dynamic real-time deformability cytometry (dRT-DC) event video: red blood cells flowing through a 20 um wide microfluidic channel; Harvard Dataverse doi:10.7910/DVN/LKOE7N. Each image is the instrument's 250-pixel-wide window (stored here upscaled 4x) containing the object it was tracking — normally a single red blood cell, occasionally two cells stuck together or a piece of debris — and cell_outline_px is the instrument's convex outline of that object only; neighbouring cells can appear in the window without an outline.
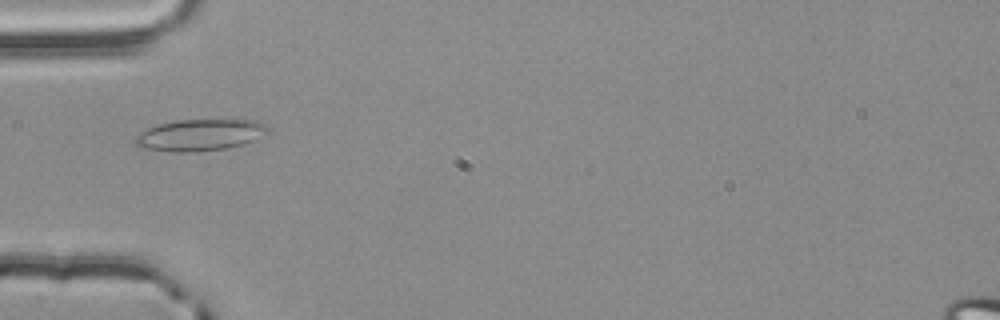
{"species": "common noctule bat (a hibernating species)", "species_latin": "Nyctalus noctula", "temperature_condition": "room temperature", "stored_images_in_passage": 3, "camera_frame_rate_fps": 3000, "um_per_image_px": 0.085, "animal": {"sex": "male", "body_mass_g": 20.4}, "frame": {"image": 1, "passage_image": 3, "time_ms": 0.667, "image_size_px": [1000, 320], "cell_outline_px": [[268, 132], [244, 144], [224, 148], [196, 152], [176, 152], [140, 148], [136, 144], [136, 136], [140, 132], [148, 128], [160, 124], [176, 120], [256, 120], [268, 124]], "centroid_in_image_um": [17.0, 11.47], "position_along_channel_um": 68.0, "area_um2": 24.22}}